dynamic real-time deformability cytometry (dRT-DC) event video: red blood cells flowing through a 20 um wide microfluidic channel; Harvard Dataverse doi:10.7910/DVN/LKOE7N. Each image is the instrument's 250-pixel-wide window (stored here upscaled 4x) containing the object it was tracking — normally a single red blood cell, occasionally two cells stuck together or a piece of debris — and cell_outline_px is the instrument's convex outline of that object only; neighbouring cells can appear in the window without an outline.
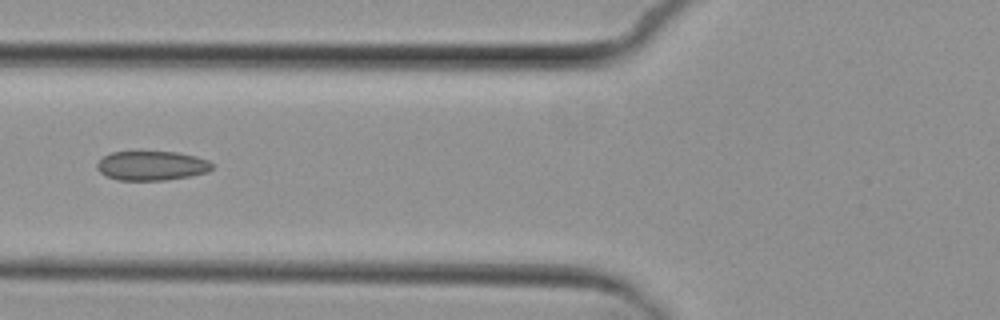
{"species": "common noctule bat (a hibernating species)", "species_latin": "Nyctalus noctula", "temperature_condition": "cold", "stored_images_in_passage": 7, "camera_frame_rate_fps": 3000, "um_per_image_px": 0.085, "animal": {"sex": "female", "body_mass_g": 29.2, "forearm_length_mm": 56.3}, "frame": {"image": 1, "passage_image": 6, "time_ms": 6.0, "image_size_px": [1000, 320], "cell_outline_px": [[212, 168], [208, 172], [188, 176], [164, 180], [116, 180], [100, 172], [96, 168], [96, 164], [104, 156], [112, 152], [176, 152], [196, 156], [208, 160], [212, 164]], "centroid_in_image_um": [12.89, 14.08], "position_along_channel_um": 112.9, "area_um2": 19.54}}
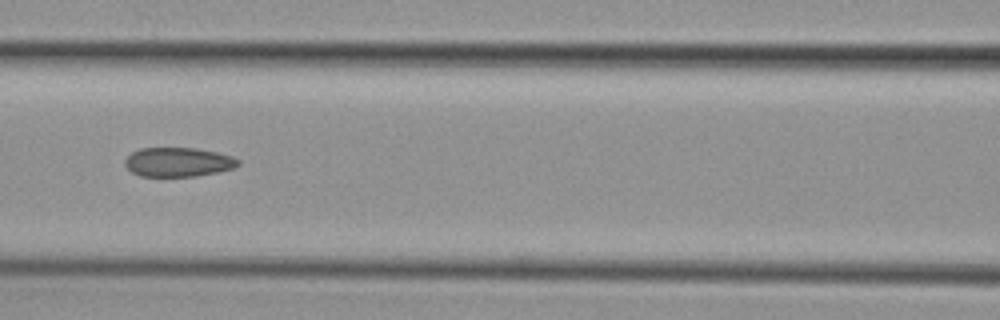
{"frame": {"image": 2, "passage_image": 7, "time_ms": 7.0, "image_size_px": [1000, 320], "cell_outline_px": [[240, 164], [236, 168], [196, 176], [140, 176], [132, 172], [124, 164], [124, 160], [132, 152], [140, 148], [196, 148], [216, 152], [232, 156], [240, 160]], "centroid_in_image_um": [15.16, 13.77], "position_along_channel_um": 151.4, "area_um2": 19.31}}